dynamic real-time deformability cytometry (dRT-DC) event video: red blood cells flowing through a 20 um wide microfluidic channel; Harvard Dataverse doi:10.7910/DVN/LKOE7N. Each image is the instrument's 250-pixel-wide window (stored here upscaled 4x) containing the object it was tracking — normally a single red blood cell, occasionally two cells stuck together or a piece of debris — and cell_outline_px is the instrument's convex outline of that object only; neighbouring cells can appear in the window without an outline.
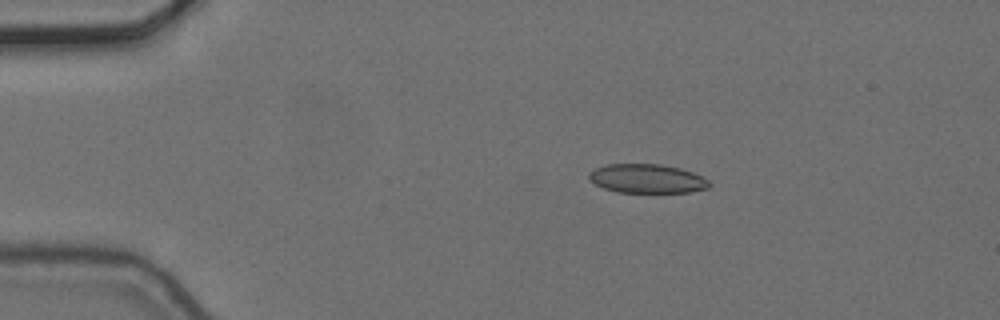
{"species": "common noctule bat (a hibernating species)", "species_latin": "Nyctalus noctula", "temperature_condition": "cold", "stored_images_in_passage": 8, "camera_frame_rate_fps": 3000, "um_per_image_px": 0.085, "animal": {"sex": "female", "body_mass_g": 24.6, "forearm_length_mm": 56.2}, "frame": {"image": 1, "passage_image": 1, "time_ms": 0.0, "image_size_px": [1000, 320], "cell_outline_px": [[712, 184], [708, 188], [692, 192], [616, 192], [604, 188], [596, 184], [588, 176], [588, 172], [604, 164], [660, 164], [680, 168], [692, 172], [708, 180]], "centroid_in_image_um": [55.0, 15.18], "position_along_channel_um": 30.0, "area_um2": 20.29}}
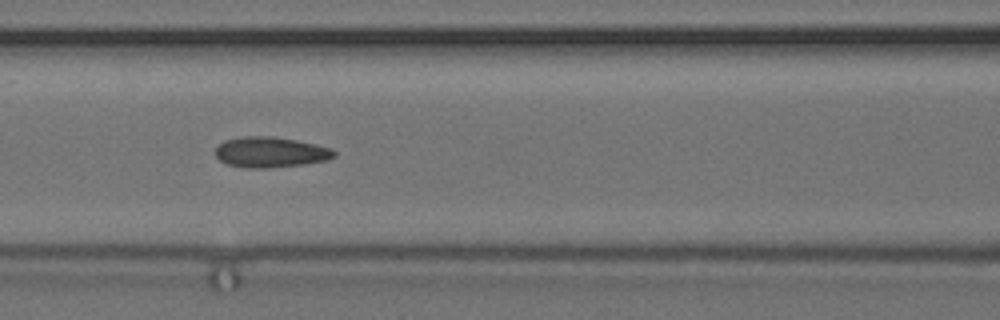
{"frame": {"image": 2, "passage_image": 5, "time_ms": 1.333, "image_size_px": [1000, 320], "cell_outline_px": [[336, 156], [328, 160], [304, 164], [268, 168], [244, 168], [228, 164], [220, 160], [216, 156], [216, 148], [224, 140], [244, 136], [272, 136], [296, 140], [316, 144], [332, 148], [336, 152]], "centroid_in_image_um": [23.02, 12.94], "position_along_channel_um": 143.6, "area_um2": 21.21}}
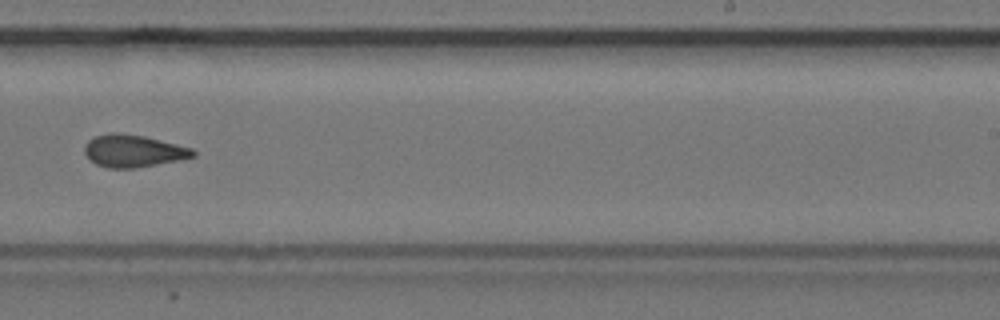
{"frame": {"image": 3, "passage_image": 8, "time_ms": 2.333, "image_size_px": [1000, 320], "cell_outline_px": [[196, 156], [136, 168], [108, 168], [96, 164], [88, 160], [84, 152], [84, 144], [88, 140], [96, 136], [112, 132], [116, 132], [144, 136], [192, 148], [196, 152]], "centroid_in_image_um": [11.28, 12.83], "position_along_channel_um": 277.7, "area_um2": 20.4}}